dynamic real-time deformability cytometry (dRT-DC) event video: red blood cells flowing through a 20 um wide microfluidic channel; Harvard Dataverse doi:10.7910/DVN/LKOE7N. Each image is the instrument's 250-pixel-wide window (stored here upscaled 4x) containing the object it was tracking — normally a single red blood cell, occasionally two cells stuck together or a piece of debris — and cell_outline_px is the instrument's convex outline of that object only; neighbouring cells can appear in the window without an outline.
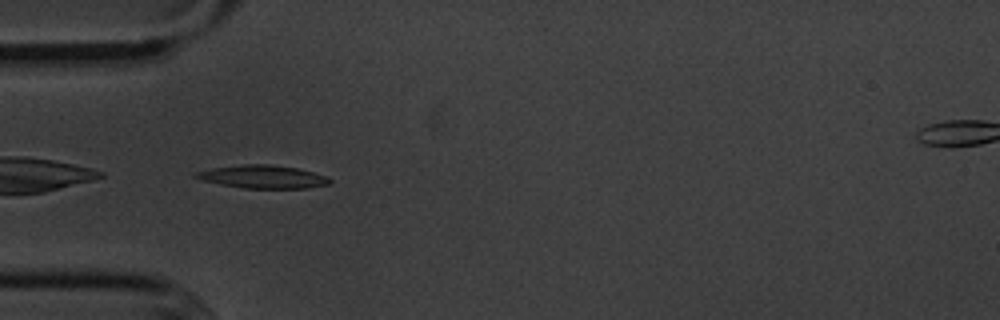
{"species": "common noctule bat (a hibernating species)", "species_latin": "Nyctalus noctula", "temperature_condition": "cold", "stored_images_in_passage": 39, "camera_frame_rate_fps": 3000, "um_per_image_px": 0.085, "animal": {"sex": "male", "body_mass_g": 20.1, "forearm_length_mm": 53.5}, "frame": {"image": 1, "passage_image": 1, "time_ms": 0.0, "image_size_px": [1000, 320], "cell_outline_px": [[332, 180], [328, 184], [308, 188], [244, 188], [220, 184], [204, 180], [192, 176], [192, 172], [212, 168], [244, 164], [268, 164], [296, 168], [328, 176]], "centroid_in_image_um": [22.32, 15.02], "position_along_channel_um": 62.7, "area_um2": 17.92}}
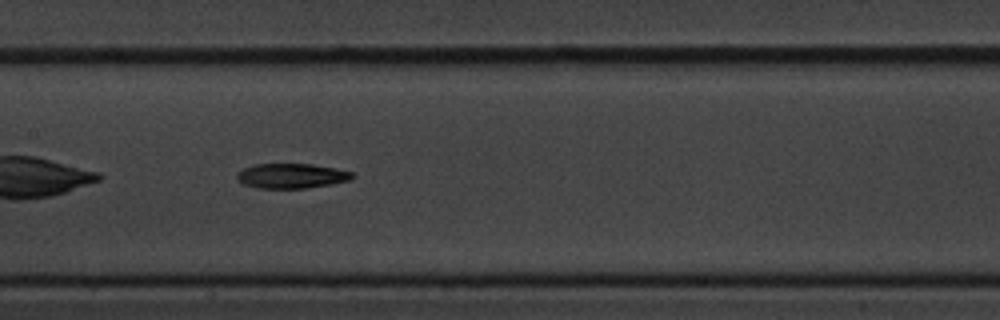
{"frame": {"image": 2, "passage_image": 11, "time_ms": 3.333, "image_size_px": [1000, 320], "cell_outline_px": [[356, 176], [352, 180], [304, 188], [256, 188], [244, 184], [236, 176], [244, 168], [256, 164], [312, 164], [336, 168], [352, 172]], "centroid_in_image_um": [24.83, 14.94], "position_along_channel_um": 182.6, "area_um2": 16.53}}
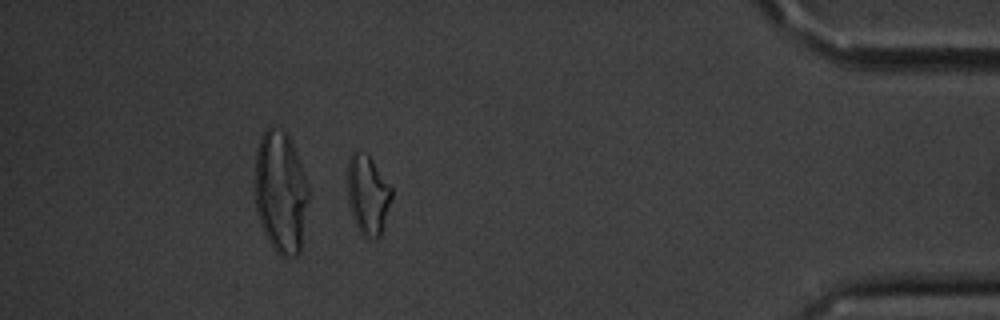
{"frame": {"image": 3, "passage_image": 33, "time_ms": 10.667, "image_size_px": [1000, 320], "cell_outline_px": [[392, 196], [380, 236], [364, 236], [356, 228], [348, 204], [348, 160], [352, 152], [356, 148], [368, 156], [372, 160], [392, 188]], "centroid_in_image_um": [31.24, 16.52], "position_along_channel_um": 404.0, "area_um2": 20.17}, "authors_computed_cell_mechanics": {"area_um2": 16.8776, "velocity_mm_per_s": 3.6223, "shape_relaxation_time_tau1_ms": 5.2623, "shape_relaxation_time_tau2_ms": null, "deformation_change_tau1": 0.2057, "deformation_change_tau2": null}}